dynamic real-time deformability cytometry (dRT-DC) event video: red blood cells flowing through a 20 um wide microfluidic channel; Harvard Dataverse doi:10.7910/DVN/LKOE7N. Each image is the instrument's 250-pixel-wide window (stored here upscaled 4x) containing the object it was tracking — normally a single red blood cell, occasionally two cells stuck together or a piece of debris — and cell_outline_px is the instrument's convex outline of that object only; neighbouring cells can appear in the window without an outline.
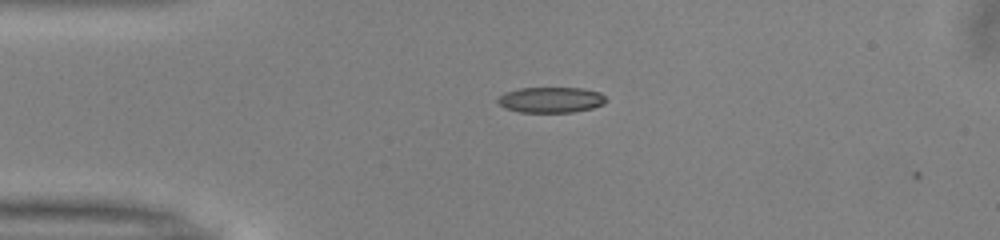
{"species": "common noctule bat (a hibernating species)", "species_latin": "Nyctalus noctula", "temperature_condition": "warm", "stored_images_in_passage": 2, "camera_frame_rate_fps": 3000, "um_per_image_px": 0.085, "animal": {"sex": "male", "body_mass_g": 13.0, "forearm_length_mm": 53.1}, "frame": {"image": 1, "passage_image": 1, "time_ms": 0.0, "image_size_px": [1000, 240], "cell_outline_px": [[608, 100], [604, 104], [592, 108], [572, 112], [520, 112], [504, 108], [496, 100], [504, 92], [520, 88], [584, 88], [600, 92]], "centroid_in_image_um": [46.84, 8.48], "position_along_channel_um": 38.2, "area_um2": 16.24}}